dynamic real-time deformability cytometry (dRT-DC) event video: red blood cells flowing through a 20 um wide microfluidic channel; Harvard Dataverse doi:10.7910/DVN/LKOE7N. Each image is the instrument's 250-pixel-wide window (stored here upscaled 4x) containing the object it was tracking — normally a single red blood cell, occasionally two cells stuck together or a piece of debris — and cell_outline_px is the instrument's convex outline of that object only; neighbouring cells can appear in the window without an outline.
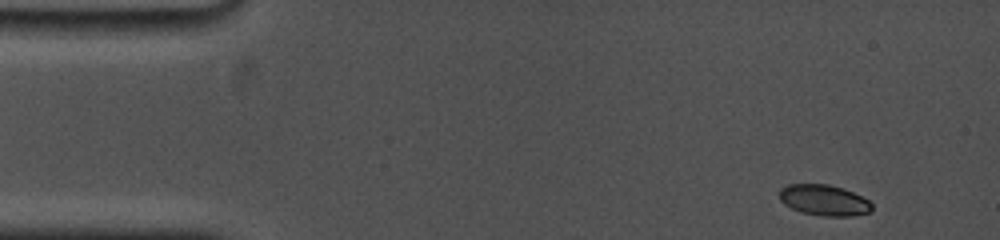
{"species": "common noctule bat (a hibernating species)", "species_latin": "Nyctalus noctula", "temperature_condition": "cold", "stored_images_in_passage": 67, "camera_frame_rate_fps": 5000, "um_per_image_px": 0.085, "animal": {"sex": "female", "body_mass_g": 19.0, "forearm_length_mm": 53.3}, "frame": {"image": 1, "passage_image": 1, "time_ms": 0.0, "image_size_px": [1000, 240], "cell_outline_px": [[872, 212], [852, 216], [820, 216], [804, 212], [792, 208], [784, 204], [780, 200], [780, 188], [788, 184], [828, 184], [852, 192], [868, 200], [872, 204]], "centroid_in_image_um": [70.05, 17.02], "position_along_channel_um": 15.0, "area_um2": 16.53}}
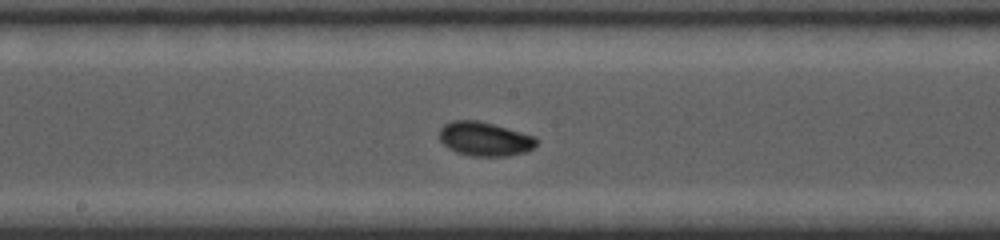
{"frame": {"image": 2, "passage_image": 35, "time_ms": 7.8, "image_size_px": [1000, 240], "cell_outline_px": [[540, 140], [532, 148], [524, 152], [508, 156], [472, 156], [456, 152], [448, 148], [440, 140], [440, 128], [444, 124], [452, 120], [480, 120], [536, 136]], "centroid_in_image_um": [41.21, 11.8], "position_along_channel_um": 207.0, "area_um2": 19.42}}
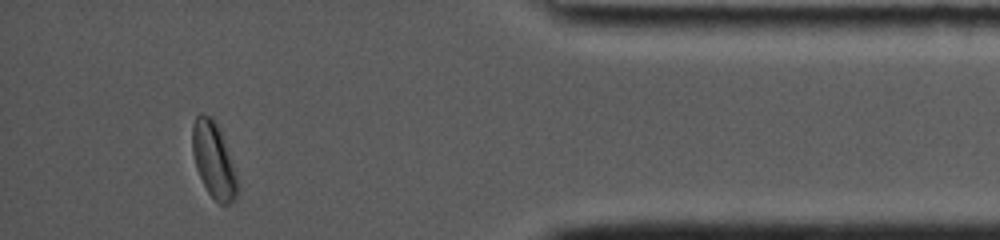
{"frame": {"image": 3, "passage_image": 62, "time_ms": 14.2, "image_size_px": [1000, 240], "cell_outline_px": [[240, 188], [236, 200], [228, 204], [220, 204], [208, 192], [196, 168], [192, 152], [192, 128], [196, 116], [200, 112], [212, 116], [216, 120], [220, 128], [240, 184]], "centroid_in_image_um": [18.19, 13.6], "position_along_channel_um": 417.0, "area_um2": 20.23}, "authors_computed_cell_mechanics": {"area_um2": 18.496, "velocity_mm_per_s": 3.7118, "shape_relaxation_time_tau1_ms": 3.6759, "shape_relaxation_time_tau2_ms": null, "deformation_change_tau1": 0.1253, "deformation_change_tau2": null}}